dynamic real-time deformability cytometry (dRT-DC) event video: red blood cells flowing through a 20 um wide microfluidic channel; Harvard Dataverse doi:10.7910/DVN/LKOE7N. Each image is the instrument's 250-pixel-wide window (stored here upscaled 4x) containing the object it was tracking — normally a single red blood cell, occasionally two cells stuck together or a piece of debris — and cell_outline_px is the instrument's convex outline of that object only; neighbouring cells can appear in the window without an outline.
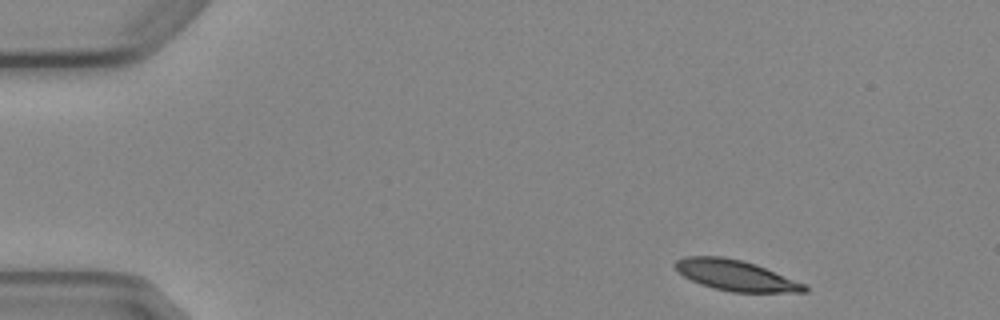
{"species": "Egyptian fruit bat (a non-hibernating species)", "species_latin": "Rousettus aegyptiacus", "temperature_condition": "cold", "stored_images_in_passage": 7, "camera_frame_rate_fps": 3000, "um_per_image_px": 0.085, "animal": {"sex": "female"}, "frame": {"image": 1, "passage_image": 1, "time_ms": 0.0, "image_size_px": [1000, 320], "cell_outline_px": [[808, 292], [732, 292], [700, 284], [684, 276], [672, 264], [676, 260], [684, 256], [724, 256], [756, 264], [808, 284]], "centroid_in_image_um": [62.57, 23.4], "position_along_channel_um": 22.4, "area_um2": 23.18}}
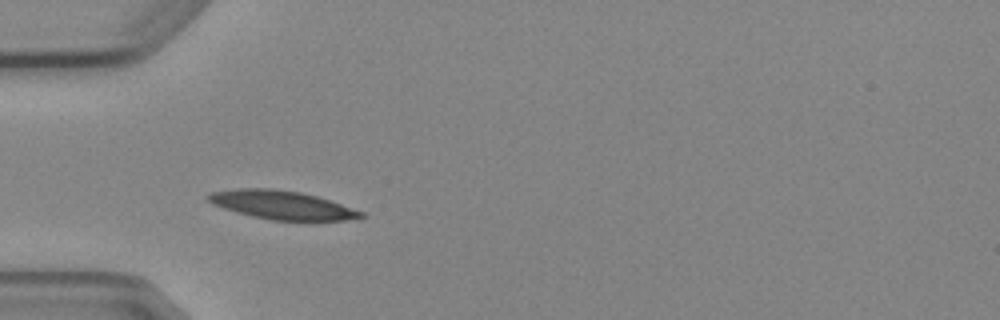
{"frame": {"image": 2, "passage_image": 3, "time_ms": 3.333, "image_size_px": [1000, 320], "cell_outline_px": [[364, 216], [344, 220], [272, 220], [252, 216], [236, 212], [212, 204], [204, 196], [212, 192], [240, 188], [272, 188], [300, 192], [316, 196], [364, 212]], "centroid_in_image_um": [23.9, 17.41], "position_along_channel_um": 61.1, "area_um2": 25.09}}
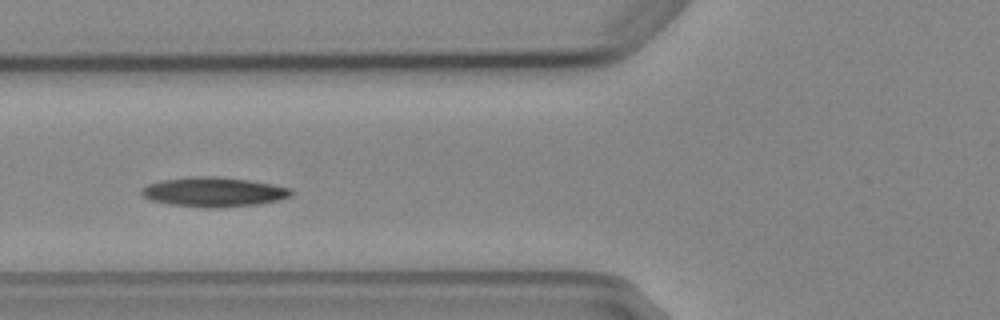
{"frame": {"image": 3, "passage_image": 4, "time_ms": 4.667, "image_size_px": [1000, 320], "cell_outline_px": [[296, 192], [292, 196], [276, 200], [256, 204], [220, 208], [212, 208], [168, 204], [152, 200], [144, 196], [140, 192], [140, 188], [148, 184], [160, 180], [188, 176], [216, 176], [248, 180], [272, 184], [292, 188]], "centroid_in_image_um": [18.17, 16.3], "position_along_channel_um": 107.6, "area_um2": 25.95}}